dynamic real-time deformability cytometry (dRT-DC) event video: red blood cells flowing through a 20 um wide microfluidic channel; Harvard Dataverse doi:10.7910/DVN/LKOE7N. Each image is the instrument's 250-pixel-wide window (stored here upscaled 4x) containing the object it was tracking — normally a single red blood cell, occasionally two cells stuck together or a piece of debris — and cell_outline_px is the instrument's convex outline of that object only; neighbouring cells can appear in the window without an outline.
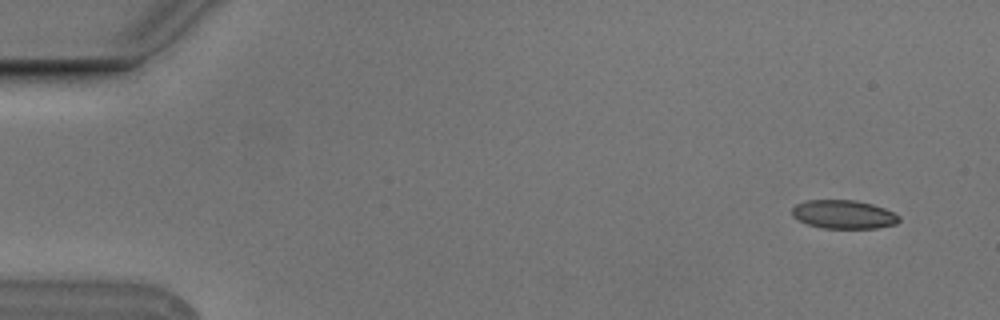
{"species": "Egyptian fruit bat (a non-hibernating species)", "species_latin": "Rousettus aegyptiacus", "temperature_condition": "cold", "stored_images_in_passage": 8, "camera_frame_rate_fps": 3000, "um_per_image_px": 0.085, "animal": {"sex": "male"}, "frame": {"image": 1, "passage_image": 1, "time_ms": 0.0, "image_size_px": [1000, 320], "cell_outline_px": [[900, 220], [896, 224], [876, 228], [824, 228], [808, 224], [792, 216], [792, 208], [796, 204], [804, 200], [856, 200], [872, 204], [884, 208], [900, 216]], "centroid_in_image_um": [71.71, 18.22], "position_along_channel_um": 13.3, "area_um2": 17.8}}
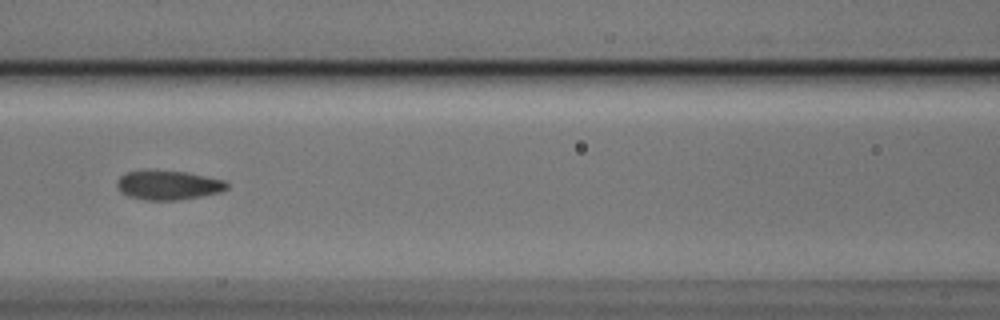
{"frame": {"image": 2, "passage_image": 7, "time_ms": 2.0, "image_size_px": [1000, 320], "cell_outline_px": [[228, 188], [220, 192], [200, 196], [176, 200], [144, 200], [128, 196], [120, 192], [116, 184], [120, 176], [128, 172], [184, 172], [224, 180], [228, 184]], "centroid_in_image_um": [14.3, 15.77], "position_along_channel_um": 152.3, "area_um2": 18.15}}
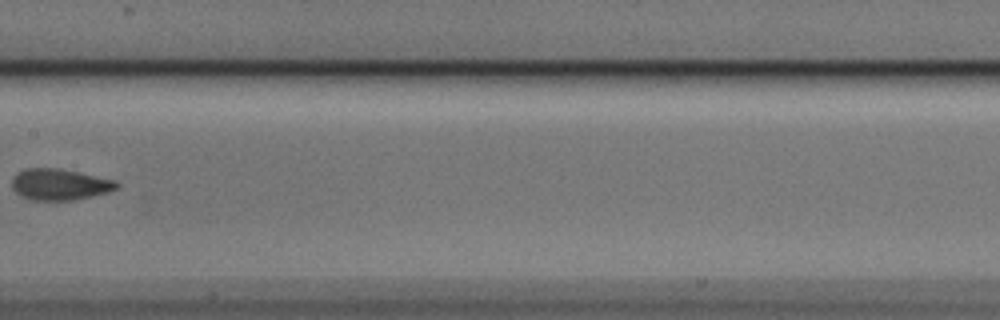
{"frame": {"image": 3, "passage_image": 8, "time_ms": 2.333, "image_size_px": [1000, 320], "cell_outline_px": [[120, 184], [116, 188], [108, 192], [92, 196], [72, 200], [28, 200], [20, 196], [12, 188], [12, 176], [16, 172], [24, 168], [60, 168], [116, 180]], "centroid_in_image_um": [5.03, 15.67], "position_along_channel_um": 202.4, "area_um2": 19.31}}